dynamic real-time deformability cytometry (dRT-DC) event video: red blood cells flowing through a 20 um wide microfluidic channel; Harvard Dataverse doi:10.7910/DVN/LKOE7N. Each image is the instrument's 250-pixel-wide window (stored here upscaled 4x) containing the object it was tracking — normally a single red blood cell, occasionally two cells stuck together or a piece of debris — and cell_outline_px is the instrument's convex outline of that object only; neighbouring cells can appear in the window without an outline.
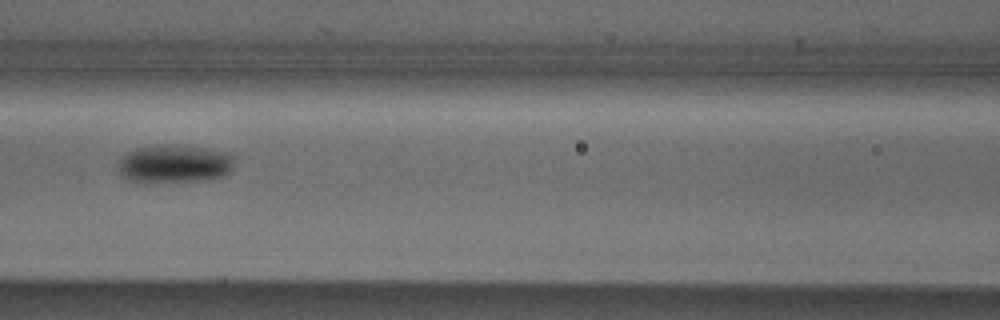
{"species": "Egyptian fruit bat (a non-hibernating species)", "species_latin": "Rousettus aegyptiacus", "temperature_condition": "cold", "stored_images_in_passage": 5, "camera_frame_rate_fps": 3000, "um_per_image_px": 0.085, "animal": {"sex": "male"}, "frame": {"image": 1, "passage_image": 5, "time_ms": 1.333, "image_size_px": [1000, 320], "cell_outline_px": [[236, 156], [232, 168], [228, 172], [220, 176], [208, 180], [136, 184], [128, 180], [120, 172], [120, 156], [136, 148], [156, 144], [184, 144], [232, 152]], "centroid_in_image_um": [14.85, 13.91], "position_along_channel_um": 151.8, "area_um2": 26.88}}